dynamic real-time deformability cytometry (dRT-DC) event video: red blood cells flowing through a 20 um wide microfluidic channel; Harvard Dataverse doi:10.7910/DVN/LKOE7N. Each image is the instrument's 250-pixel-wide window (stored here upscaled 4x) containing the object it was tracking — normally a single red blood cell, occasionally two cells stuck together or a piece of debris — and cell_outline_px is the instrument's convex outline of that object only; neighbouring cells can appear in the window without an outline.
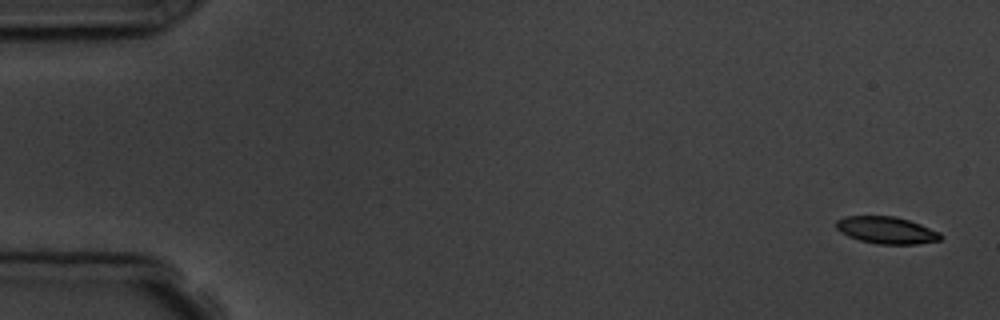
{"species": "common noctule bat (a hibernating species)", "species_latin": "Nyctalus noctula", "temperature_condition": "room temperature", "stored_images_in_passage": 5, "camera_frame_rate_fps": 3000, "um_per_image_px": 0.085, "animal": {"sex": "male", "body_mass_g": 19.5, "forearm_length_mm": 54.6}, "frame": {"image": 1, "passage_image": 1, "time_ms": 0.0, "image_size_px": [1000, 320], "cell_outline_px": [[944, 236], [940, 240], [916, 244], [876, 244], [860, 240], [848, 236], [840, 232], [836, 228], [836, 220], [844, 216], [896, 216], [920, 224], [940, 232]], "centroid_in_image_um": [75.35, 19.56], "position_along_channel_um": 9.7, "area_um2": 16.53}}
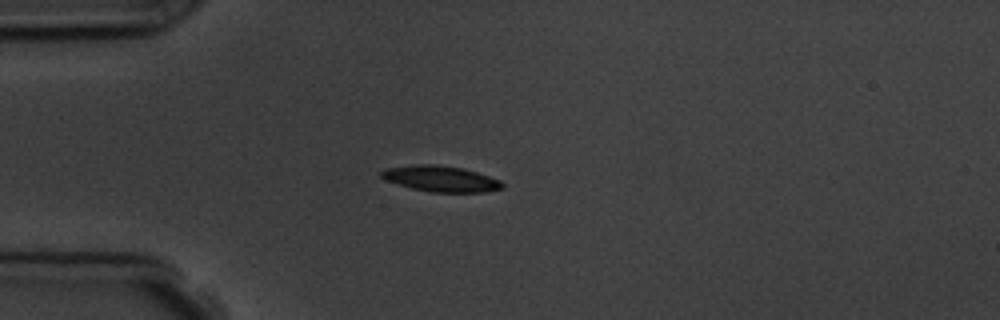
{"frame": {"image": 2, "passage_image": 5, "time_ms": 4.333, "image_size_px": [1000, 320], "cell_outline_px": [[504, 188], [484, 192], [432, 192], [412, 188], [384, 180], [380, 176], [380, 172], [384, 168], [416, 164], [432, 164], [464, 168], [500, 180], [504, 184]], "centroid_in_image_um": [37.44, 15.19], "position_along_channel_um": 47.6, "area_um2": 18.26}}